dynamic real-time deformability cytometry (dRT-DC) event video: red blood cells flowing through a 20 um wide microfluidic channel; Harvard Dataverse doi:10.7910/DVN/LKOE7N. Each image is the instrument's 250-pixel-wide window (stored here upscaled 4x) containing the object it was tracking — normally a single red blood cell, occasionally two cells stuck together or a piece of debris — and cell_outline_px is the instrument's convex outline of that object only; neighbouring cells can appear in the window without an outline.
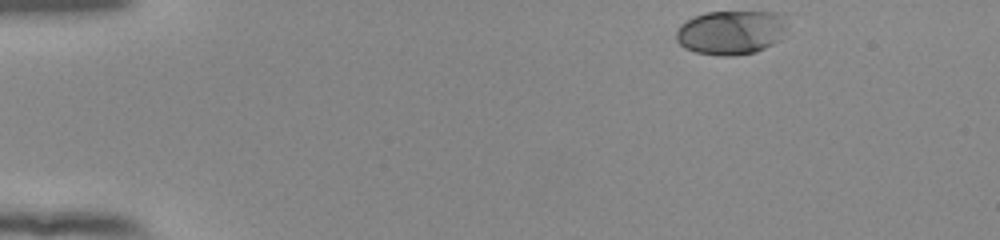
{"species": "human", "species_latin": "Homo sapiens", "temperature_condition": "room temperature", "stored_images_in_passage": 47, "camera_frame_rate_fps": 3000, "um_per_image_px": 0.085, "donor": {"sex": "female"}, "frame": {"image": 1, "passage_image": 1, "time_ms": 0.0, "image_size_px": [1000, 240], "cell_outline_px": [[788, 24], [780, 40], [756, 52], [732, 56], [720, 56], [696, 52], [684, 48], [676, 40], [676, 32], [680, 24], [704, 12], [780, 12], [784, 16]], "centroid_in_image_um": [62.16, 2.75], "position_along_channel_um": 22.8, "area_um2": 28.78}}
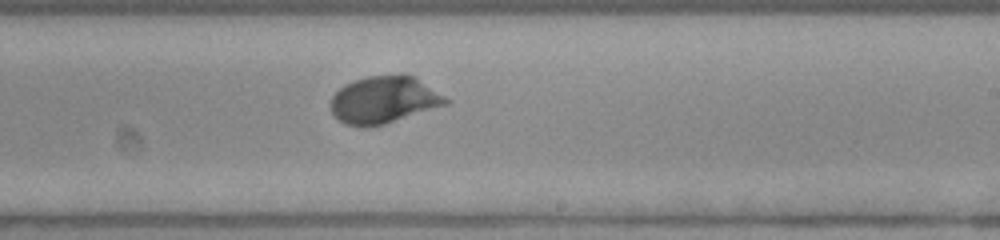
{"frame": {"image": 2, "passage_image": 27, "time_ms": 8.667, "image_size_px": [1000, 240], "cell_outline_px": [[452, 100], [448, 104], [384, 124], [364, 128], [344, 124], [332, 112], [328, 104], [332, 96], [344, 84], [352, 80], [368, 76], [412, 76]], "centroid_in_image_um": [32.59, 8.51], "position_along_channel_um": 256.4, "area_um2": 31.39}}
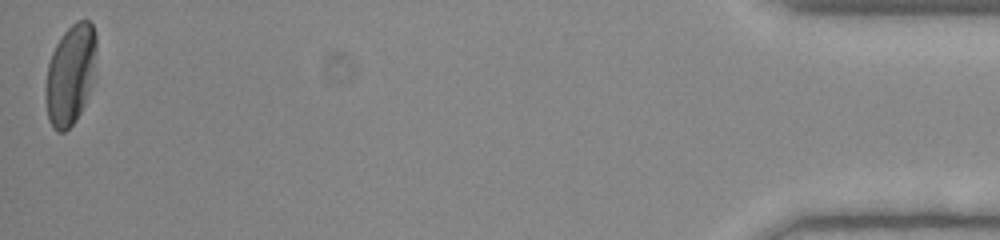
{"frame": {"image": 3, "passage_image": 47, "time_ms": 15.333, "image_size_px": [1000, 240], "cell_outline_px": [[96, 76], [84, 104], [76, 120], [64, 132], [56, 132], [52, 128], [48, 120], [44, 96], [44, 88], [48, 64], [52, 52], [56, 44], [64, 32], [76, 20], [88, 20], [92, 24], [96, 32]], "centroid_in_image_um": [5.99, 6.35], "position_along_channel_um": 429.2, "area_um2": 30.4}, "authors_computed_cell_mechanics": {"area_um2": 29.3624, "velocity_mm_per_s": 3.8685, "shape_relaxation_time_tau1_ms": 2.6561, "shape_relaxation_time_tau2_ms": null, "deformation_change_tau1": 0.1522, "deformation_change_tau2": null}}